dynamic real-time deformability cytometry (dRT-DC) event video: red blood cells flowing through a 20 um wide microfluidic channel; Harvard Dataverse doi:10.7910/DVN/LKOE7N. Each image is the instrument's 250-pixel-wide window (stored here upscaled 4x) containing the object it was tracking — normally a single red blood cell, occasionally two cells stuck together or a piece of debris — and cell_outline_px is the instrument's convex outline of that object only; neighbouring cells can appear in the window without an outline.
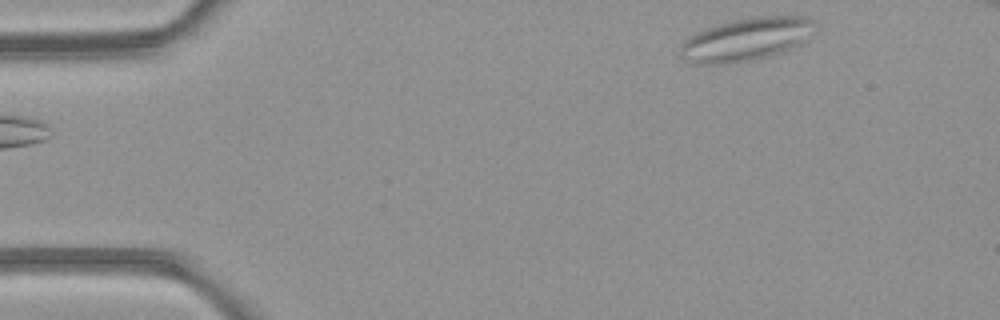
{"species": "common noctule bat (a hibernating species)", "species_latin": "Nyctalus noctula", "temperature_condition": "room temperature", "stored_images_in_passage": 3, "camera_frame_rate_fps": 3000, "um_per_image_px": 0.085, "animal": {"sex": "female", "body_mass_g": 21.9}, "frame": {"image": 1, "passage_image": 3, "time_ms": 2.667, "image_size_px": [1000, 320], "cell_outline_px": [[816, 32], [800, 44], [792, 48], [756, 60], [728, 64], [692, 64], [680, 56], [680, 44], [688, 36], [704, 28], [716, 24], [732, 20], [756, 16], [804, 16], [816, 20]], "centroid_in_image_um": [63.44, 3.34], "position_along_channel_um": 21.6, "area_um2": 34.45}}